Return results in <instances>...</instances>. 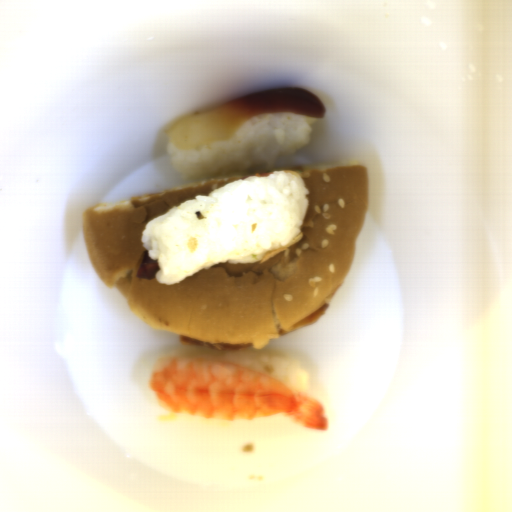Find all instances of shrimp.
<instances>
[{"instance_id":"a79e029a","label":"shrimp","mask_w":512,"mask_h":512,"mask_svg":"<svg viewBox=\"0 0 512 512\" xmlns=\"http://www.w3.org/2000/svg\"><path fill=\"white\" fill-rule=\"evenodd\" d=\"M157 403L185 416L220 421L283 415L305 430L326 431L318 398L296 393L277 377L237 362L204 356L155 361L147 380Z\"/></svg>"}]
</instances>
